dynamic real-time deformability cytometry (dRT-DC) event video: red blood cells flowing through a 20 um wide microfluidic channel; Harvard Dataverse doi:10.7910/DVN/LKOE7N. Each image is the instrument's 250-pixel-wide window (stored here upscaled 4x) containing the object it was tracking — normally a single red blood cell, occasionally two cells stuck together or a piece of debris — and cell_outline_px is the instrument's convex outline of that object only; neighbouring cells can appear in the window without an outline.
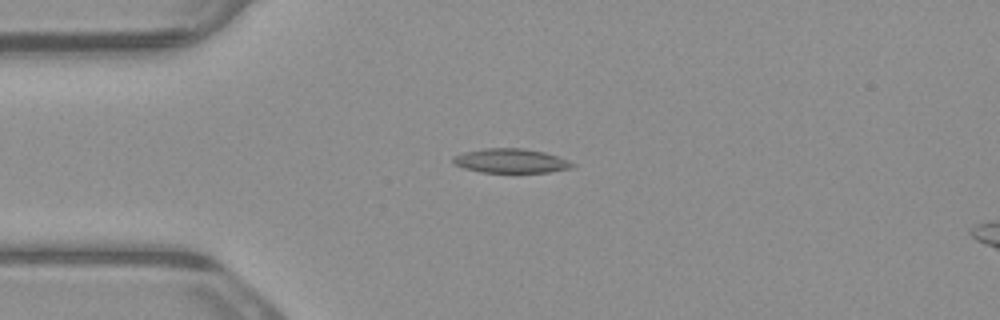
{"species": "common noctule bat (a hibernating species)", "species_latin": "Nyctalus noctula", "temperature_condition": "warm", "stored_images_in_passage": 6, "camera_frame_rate_fps": 3000, "um_per_image_px": 0.085, "animal": {"sex": "male", "body_mass_g": 23.1, "forearm_length_mm": 52.7}, "frame": {"image": 1, "passage_image": 4, "time_ms": 1.0, "image_size_px": [1000, 320], "cell_outline_px": [[576, 164], [572, 168], [548, 172], [480, 172], [464, 168], [452, 164], [452, 156], [464, 152], [484, 148], [520, 148], [544, 152], [568, 160]], "centroid_in_image_um": [43.38, 13.67], "position_along_channel_um": 41.6, "area_um2": 16.88}}